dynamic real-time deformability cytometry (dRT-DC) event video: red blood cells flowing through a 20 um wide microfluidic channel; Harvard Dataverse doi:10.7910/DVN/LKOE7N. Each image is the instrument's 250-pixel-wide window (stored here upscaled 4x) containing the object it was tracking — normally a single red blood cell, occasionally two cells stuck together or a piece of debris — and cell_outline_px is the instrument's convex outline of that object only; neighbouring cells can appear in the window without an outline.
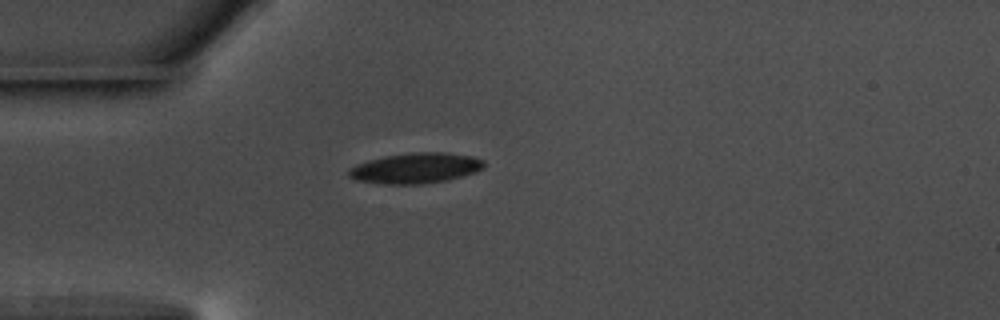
{"species": "common noctule bat (a hibernating species)", "species_latin": "Nyctalus noctula", "temperature_condition": "warm", "stored_images_in_passage": 42, "camera_frame_rate_fps": 3000, "um_per_image_px": 0.085, "animal": {"sex": "male", "body_mass_g": 17.5, "forearm_length_mm": 52.3}, "frame": {"image": 1, "passage_image": 1, "time_ms": 0.0, "image_size_px": [1000, 320], "cell_outline_px": [[484, 168], [476, 172], [448, 180], [420, 184], [380, 184], [356, 180], [348, 176], [348, 168], [356, 164], [368, 160], [384, 156], [412, 152], [444, 152], [472, 156], [484, 160]], "centroid_in_image_um": [35.31, 14.29], "position_along_channel_um": 49.7, "area_um2": 24.22}}
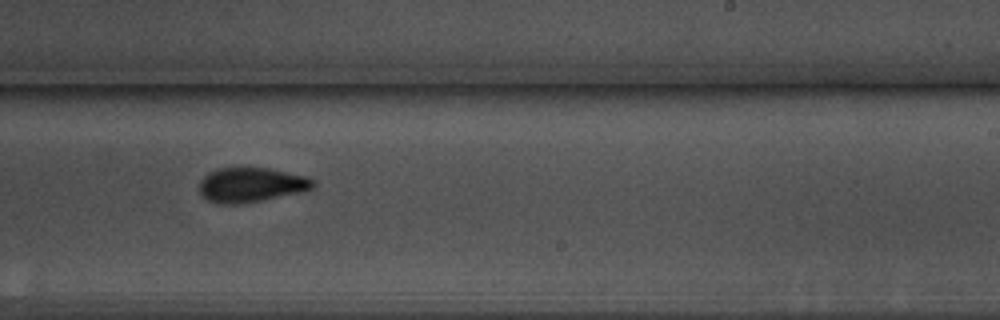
{"frame": {"image": 2, "passage_image": 20, "time_ms": 6.333, "image_size_px": [1000, 320], "cell_outline_px": [[316, 184], [312, 188], [300, 192], [260, 200], [236, 204], [220, 204], [208, 200], [200, 192], [200, 180], [208, 172], [216, 168], [268, 168], [308, 176], [316, 180]], "centroid_in_image_um": [21.36, 15.69], "position_along_channel_um": 267.6, "area_um2": 22.83}}
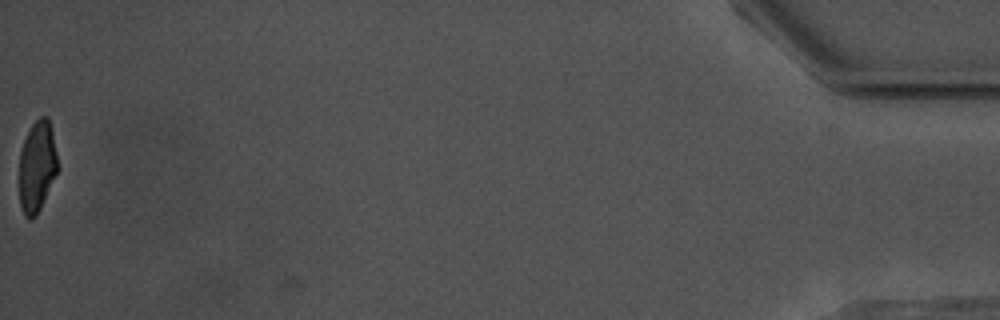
{"frame": {"image": 3, "passage_image": 42, "time_ms": 13.667, "image_size_px": [1000, 320], "cell_outline_px": [[60, 168], [36, 216], [32, 220], [28, 220], [24, 216], [20, 204], [20, 152], [24, 140], [32, 124], [40, 116], [48, 116], [52, 132]], "centroid_in_image_um": [3.17, 14.17], "position_along_channel_um": 432.0, "area_um2": 20.58}, "authors_computed_cell_mechanics": {"area_um2": 22.8888, "velocity_mm_per_s": 3.6292, "shape_relaxation_time_tau1_ms": 4.2868, "shape_relaxation_time_tau2_ms": 2.1273, "deformation_change_tau1": 0.1448, "deformation_change_tau2": 0.0834}}